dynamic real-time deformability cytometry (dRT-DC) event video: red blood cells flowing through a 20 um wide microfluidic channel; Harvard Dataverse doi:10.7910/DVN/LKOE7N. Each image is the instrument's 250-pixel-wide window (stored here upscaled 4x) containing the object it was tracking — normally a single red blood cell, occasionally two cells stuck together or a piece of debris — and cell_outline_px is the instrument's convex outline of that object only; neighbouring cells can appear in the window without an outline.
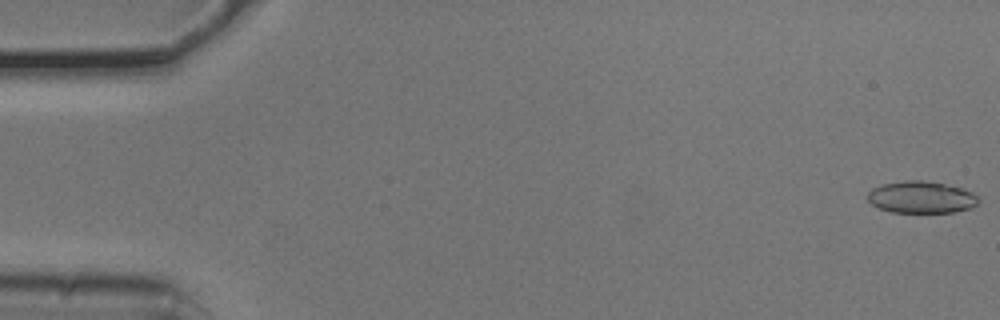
{"species": "common noctule bat (a hibernating species)", "species_latin": "Nyctalus noctula", "temperature_condition": "cold", "stored_images_in_passage": 5, "camera_frame_rate_fps": 3000, "um_per_image_px": 0.085, "animal": {"sex": "male", "body_mass_g": 20.5, "forearm_length_mm": 52.5}, "frame": {"image": 1, "passage_image": 1, "time_ms": 0.0, "image_size_px": [1000, 320], "cell_outline_px": [[980, 200], [972, 208], [952, 212], [892, 212], [880, 208], [872, 204], [868, 200], [868, 192], [872, 188], [880, 184], [904, 180], [924, 180], [964, 188], [972, 192]], "centroid_in_image_um": [78.31, 16.75], "position_along_channel_um": 6.7, "area_um2": 20.69}}
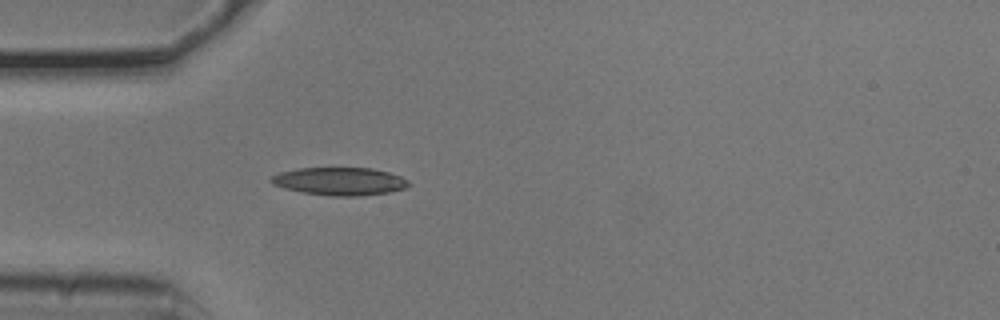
{"frame": {"image": 2, "passage_image": 5, "time_ms": 1.333, "image_size_px": [1000, 320], "cell_outline_px": [[408, 184], [404, 188], [388, 192], [360, 196], [328, 196], [304, 192], [284, 188], [272, 184], [268, 180], [272, 176], [280, 172], [300, 168], [372, 168], [388, 172], [400, 176], [408, 180]], "centroid_in_image_um": [28.84, 15.41], "position_along_channel_um": 56.2, "area_um2": 22.2}}